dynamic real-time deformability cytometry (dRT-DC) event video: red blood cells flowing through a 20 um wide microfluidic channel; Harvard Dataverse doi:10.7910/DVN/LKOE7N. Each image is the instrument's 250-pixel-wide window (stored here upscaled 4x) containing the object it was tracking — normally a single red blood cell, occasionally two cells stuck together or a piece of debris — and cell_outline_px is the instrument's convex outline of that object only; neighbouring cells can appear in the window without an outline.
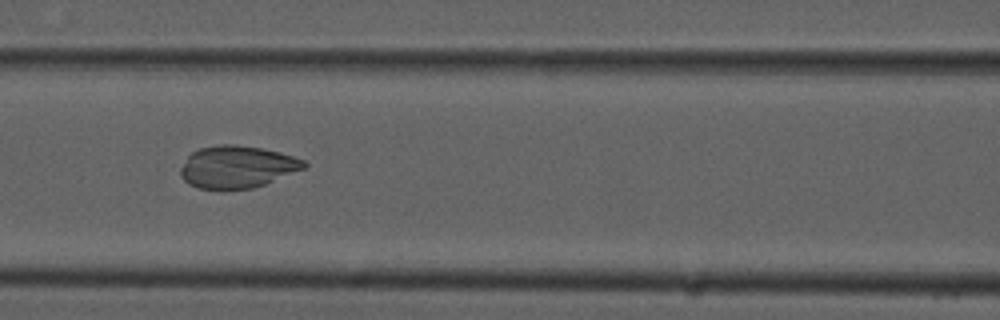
{"species": "common noctule bat (a hibernating species)", "species_latin": "Nyctalus noctula", "temperature_condition": "cold", "stored_images_in_passage": 53, "camera_frame_rate_fps": 3000, "um_per_image_px": 0.085, "animal": {"sex": "male", "forearm_length_mm": 52.5}, "frame": {"image": 1, "passage_image": 23, "time_ms": 7.333, "image_size_px": [1000, 320], "cell_outline_px": [[308, 164], [304, 168], [264, 184], [252, 188], [220, 192], [200, 188], [188, 184], [180, 176], [180, 168], [188, 156], [192, 152], [200, 148], [220, 144], [236, 144], [260, 148], [280, 152], [304, 160]], "centroid_in_image_um": [20.11, 14.21], "position_along_channel_um": 146.5, "area_um2": 30.75}}
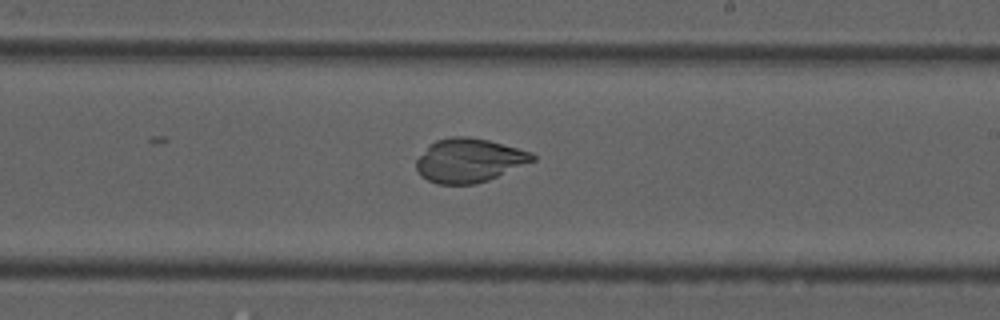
{"frame": {"image": 2, "passage_image": 31, "time_ms": 10.0, "image_size_px": [1000, 320], "cell_outline_px": [[536, 160], [488, 180], [476, 184], [436, 184], [420, 176], [416, 168], [416, 160], [428, 144], [436, 140], [452, 136], [464, 136], [488, 140], [532, 152], [536, 156]], "centroid_in_image_um": [39.85, 13.63], "position_along_channel_um": 249.2, "area_um2": 29.77}}
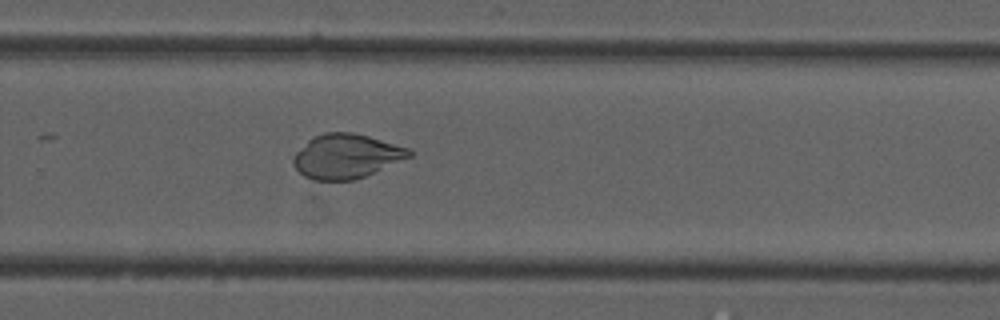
{"frame": {"image": 3, "passage_image": 35, "time_ms": 11.333, "image_size_px": [1000, 320], "cell_outline_px": [[412, 156], [364, 176], [352, 180], [312, 180], [304, 176], [292, 164], [292, 156], [308, 140], [324, 132], [352, 132], [368, 136], [408, 148], [412, 152]], "centroid_in_image_um": [29.4, 13.27], "position_along_channel_um": 300.4, "area_um2": 29.65}}